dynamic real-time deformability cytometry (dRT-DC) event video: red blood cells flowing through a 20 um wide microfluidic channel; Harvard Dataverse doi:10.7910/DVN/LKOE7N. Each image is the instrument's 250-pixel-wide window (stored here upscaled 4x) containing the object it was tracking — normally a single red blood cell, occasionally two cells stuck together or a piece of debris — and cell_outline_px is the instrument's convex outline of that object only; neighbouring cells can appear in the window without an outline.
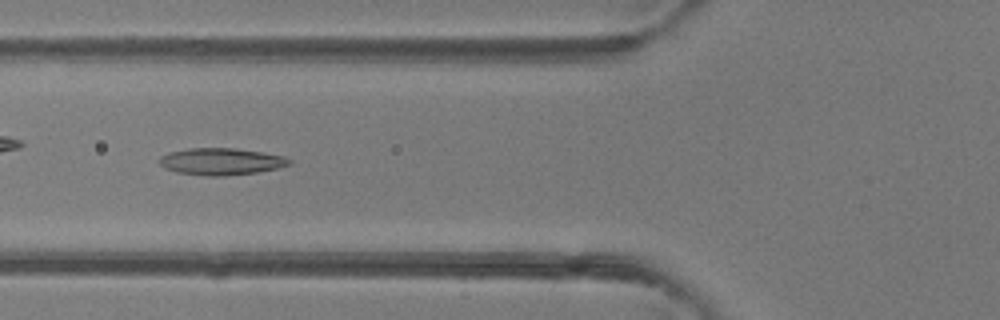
{"species": "common noctule bat (a hibernating species)", "species_latin": "Nyctalus noctula", "temperature_condition": "room temperature", "stored_images_in_passage": 49, "camera_frame_rate_fps": 3000, "um_per_image_px": 0.085, "animal": {"sex": "female"}, "frame": {"image": 1, "passage_image": 19, "time_ms": 6.0, "image_size_px": [1000, 320], "cell_outline_px": [[292, 164], [276, 168], [256, 172], [224, 176], [204, 176], [176, 172], [164, 168], [160, 164], [160, 156], [168, 152], [188, 148], [236, 148], [284, 156], [292, 160]], "centroid_in_image_um": [18.77, 13.73], "position_along_channel_um": 107.0, "area_um2": 20.4}}
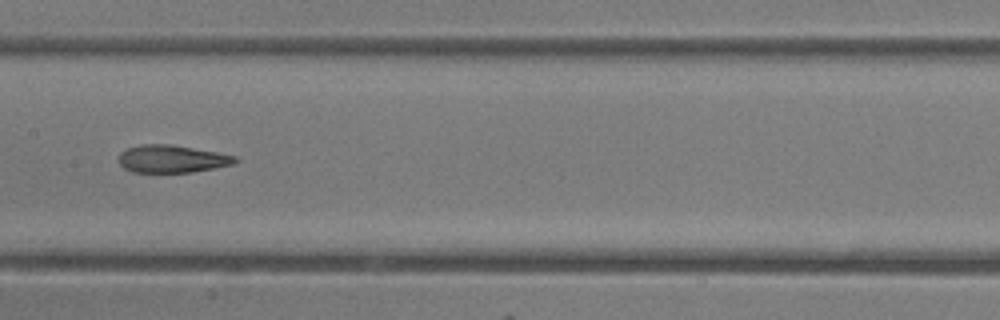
{"frame": {"image": 2, "passage_image": 25, "time_ms": 8.0, "image_size_px": [1000, 320], "cell_outline_px": [[240, 160], [236, 164], [216, 168], [192, 172], [132, 172], [124, 168], [120, 164], [120, 152], [128, 148], [140, 144], [172, 144], [216, 152], [236, 156]], "centroid_in_image_um": [14.66, 13.5], "position_along_channel_um": 192.7, "area_um2": 18.84}}
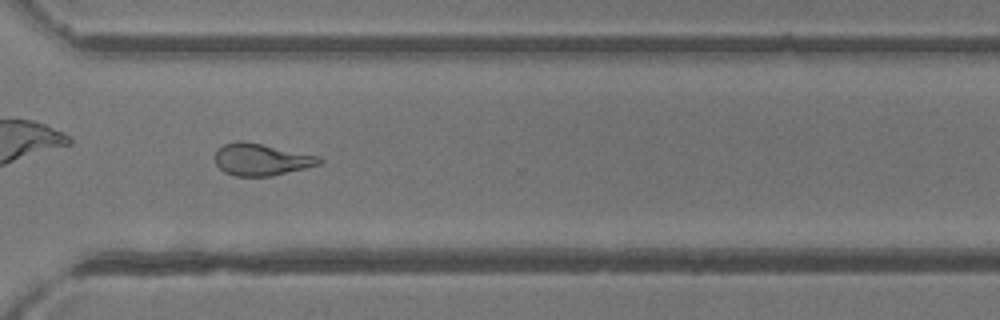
{"frame": {"image": 3, "passage_image": 36, "time_ms": 11.667, "image_size_px": [1000, 320], "cell_outline_px": [[324, 160], [320, 164], [272, 176], [236, 176], [224, 172], [216, 164], [216, 152], [224, 144], [236, 140], [244, 140], [320, 156]], "centroid_in_image_um": [22.22, 13.55], "position_along_channel_um": 348.4, "area_um2": 19.42}, "authors_computed_cell_mechanics": {"area_um2": 20.6346, "velocity_mm_per_s": 4.2513, "shape_relaxation_time_tau1_ms": null, "shape_relaxation_time_tau2_ms": 3.3174, "deformation_change_tau1": null, "deformation_change_tau2": 0.1244}}